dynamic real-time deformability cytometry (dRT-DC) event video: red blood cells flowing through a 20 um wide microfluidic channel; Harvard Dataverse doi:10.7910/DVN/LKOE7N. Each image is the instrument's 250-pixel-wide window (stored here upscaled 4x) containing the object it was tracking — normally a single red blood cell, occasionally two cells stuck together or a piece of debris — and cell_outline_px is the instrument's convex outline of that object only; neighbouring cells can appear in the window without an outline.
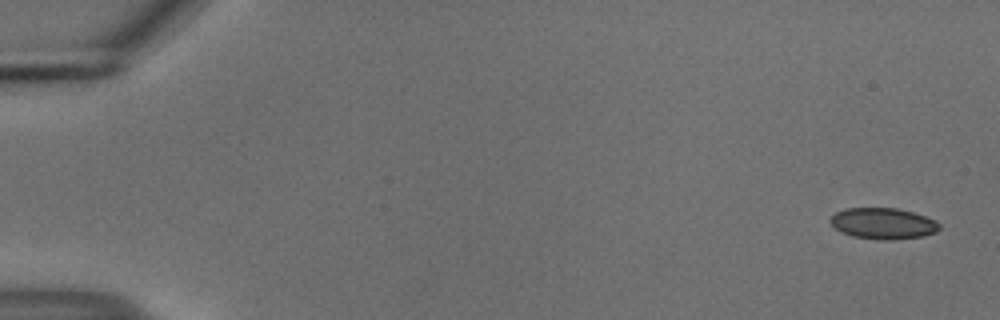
{"species": "common noctule bat (a hibernating species)", "species_latin": "Nyctalus noctula", "temperature_condition": "cold", "stored_images_in_passage": 54, "camera_frame_rate_fps": 3000, "um_per_image_px": 0.085, "animal": {"sex": "male", "body_mass_g": 18.8}, "frame": {"image": 1, "passage_image": 1, "time_ms": 0.0, "image_size_px": [1000, 320], "cell_outline_px": [[940, 228], [936, 232], [924, 236], [892, 240], [880, 240], [852, 236], [840, 232], [828, 220], [836, 212], [844, 208], [896, 208], [912, 212], [936, 220], [940, 224]], "centroid_in_image_um": [75.06, 19.0], "position_along_channel_um": 9.9, "area_um2": 19.88}}
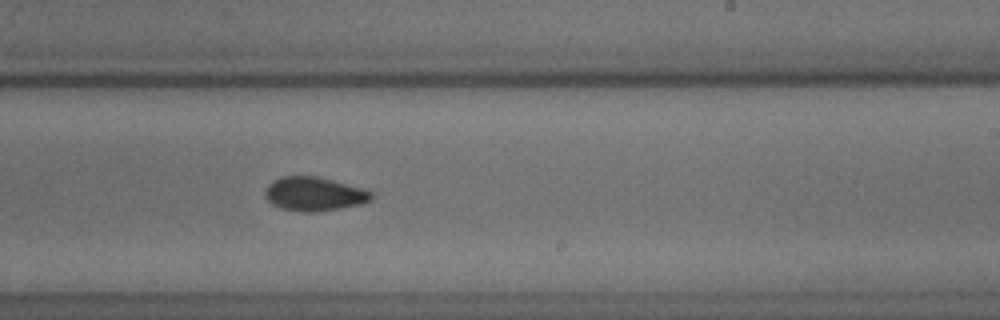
{"frame": {"image": 2, "passage_image": 33, "time_ms": 10.667, "image_size_px": [1000, 320], "cell_outline_px": [[372, 200], [360, 204], [340, 208], [316, 212], [300, 212], [280, 208], [272, 204], [264, 196], [264, 192], [268, 184], [280, 176], [316, 176], [364, 188], [372, 192]], "centroid_in_image_um": [26.68, 16.49], "position_along_channel_um": 262.3, "area_um2": 21.1}}
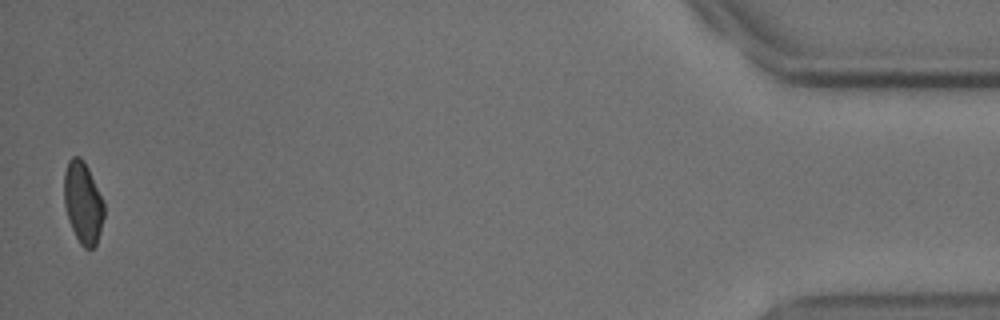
{"frame": {"image": 3, "passage_image": 53, "time_ms": 17.333, "image_size_px": [1000, 320], "cell_outline_px": [[104, 216], [100, 232], [96, 244], [92, 248], [84, 248], [80, 244], [72, 228], [64, 204], [64, 172], [68, 160], [72, 156], [80, 156], [84, 160], [88, 168], [104, 204]], "centroid_in_image_um": [7.04, 17.2], "position_along_channel_um": 428.2, "area_um2": 18.84}, "authors_computed_cell_mechanics": {"area_um2": 20.2878, "velocity_mm_per_s": 3.7333, "shape_relaxation_time_tau1_ms": null, "shape_relaxation_time_tau2_ms": 4.0813, "deformation_change_tau1": null, "deformation_change_tau2": 0.0614}}